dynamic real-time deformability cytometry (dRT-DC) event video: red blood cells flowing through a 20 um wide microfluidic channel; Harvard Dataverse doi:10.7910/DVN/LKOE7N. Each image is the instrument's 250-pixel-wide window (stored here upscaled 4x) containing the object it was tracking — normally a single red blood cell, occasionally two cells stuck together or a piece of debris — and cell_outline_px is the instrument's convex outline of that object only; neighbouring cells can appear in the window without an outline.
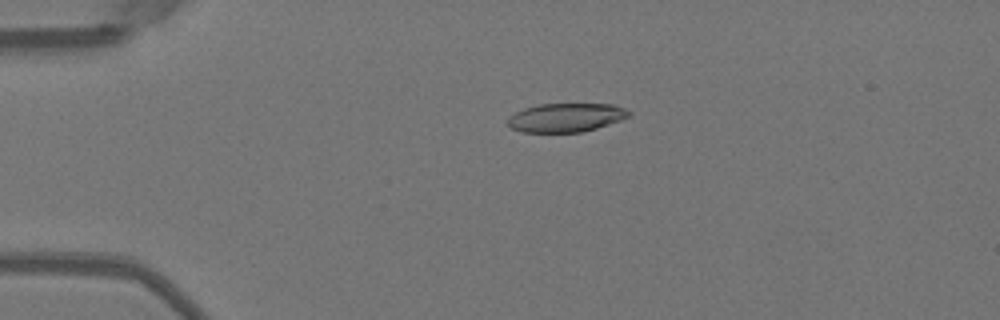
{"species": "Egyptian fruit bat (a non-hibernating species)", "species_latin": "Rousettus aegyptiacus", "temperature_condition": "warm", "stored_images_in_passage": 24, "camera_frame_rate_fps": 3000, "um_per_image_px": 0.085, "animal": {"sex": "female"}, "frame": {"image": 1, "passage_image": 12, "time_ms": 3.667, "image_size_px": [1000, 320], "cell_outline_px": [[632, 116], [596, 128], [580, 132], [520, 132], [504, 124], [508, 116], [524, 108], [540, 104], [612, 104], [624, 108], [632, 112]], "centroid_in_image_um": [48.07, 9.99], "position_along_channel_um": 36.9, "area_um2": 20.46}}
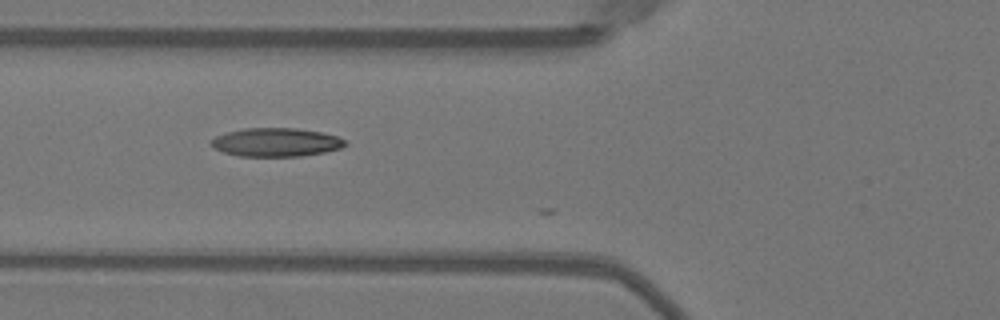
{"frame": {"image": 2, "passage_image": 20, "time_ms": 6.333, "image_size_px": [1000, 320], "cell_outline_px": [[348, 144], [340, 148], [324, 152], [300, 156], [240, 156], [224, 152], [208, 144], [216, 136], [228, 132], [244, 128], [296, 128], [320, 132], [336, 136], [344, 140]], "centroid_in_image_um": [23.46, 12.09], "position_along_channel_um": 102.3, "area_um2": 22.08}}
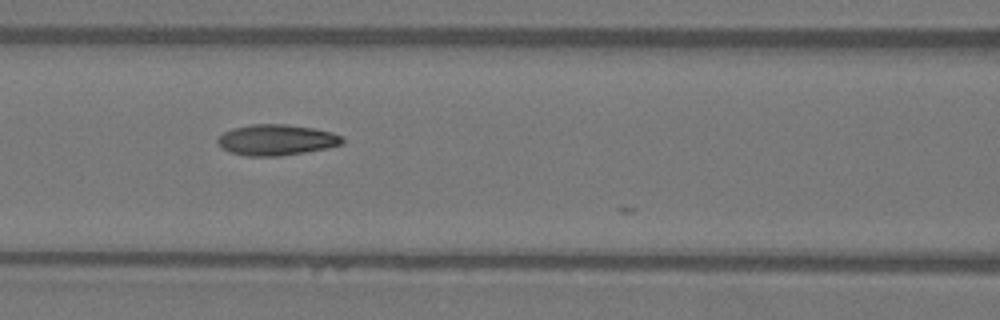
{"frame": {"image": 3, "passage_image": 23, "time_ms": 7.333, "image_size_px": [1000, 320], "cell_outline_px": [[344, 144], [328, 148], [280, 156], [244, 156], [228, 152], [216, 140], [224, 132], [232, 128], [252, 124], [284, 124], [312, 128], [332, 132], [344, 136]], "centroid_in_image_um": [23.52, 11.89], "position_along_channel_um": 143.1, "area_um2": 22.48}}